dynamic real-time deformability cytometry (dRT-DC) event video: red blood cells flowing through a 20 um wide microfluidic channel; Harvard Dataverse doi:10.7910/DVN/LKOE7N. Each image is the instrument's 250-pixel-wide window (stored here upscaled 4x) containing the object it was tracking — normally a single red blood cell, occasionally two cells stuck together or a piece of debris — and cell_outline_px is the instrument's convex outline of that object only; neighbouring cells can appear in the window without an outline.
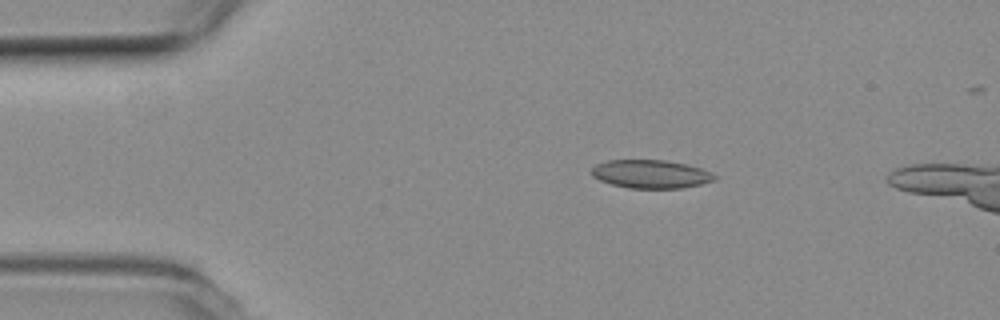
{"species": "common noctule bat (a hibernating species)", "species_latin": "Nyctalus noctula", "temperature_condition": "room temperature", "stored_images_in_passage": 7, "camera_frame_rate_fps": 3000, "um_per_image_px": 0.085, "animal": {"sex": "female", "body_mass_g": 19.3, "forearm_length_mm": 54.1}, "frame": {"image": 1, "passage_image": 2, "time_ms": 0.333, "image_size_px": [1000, 320], "cell_outline_px": [[716, 180], [700, 184], [680, 188], [628, 188], [612, 184], [600, 180], [592, 176], [592, 168], [596, 164], [608, 160], [668, 160], [700, 168], [712, 172], [716, 176]], "centroid_in_image_um": [55.32, 14.79], "position_along_channel_um": 29.7, "area_um2": 20.23}}
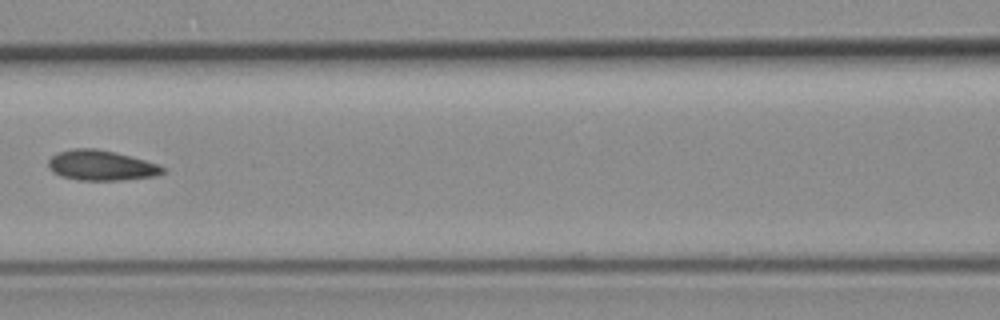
{"frame": {"image": 2, "passage_image": 6, "time_ms": 1.667, "image_size_px": [1000, 320], "cell_outline_px": [[164, 172], [156, 176], [124, 180], [80, 180], [60, 176], [52, 172], [48, 168], [48, 160], [52, 156], [60, 152], [72, 148], [96, 148], [144, 160], [156, 164], [164, 168]], "centroid_in_image_um": [8.55, 14.07], "position_along_channel_um": 158.0, "area_um2": 19.94}}
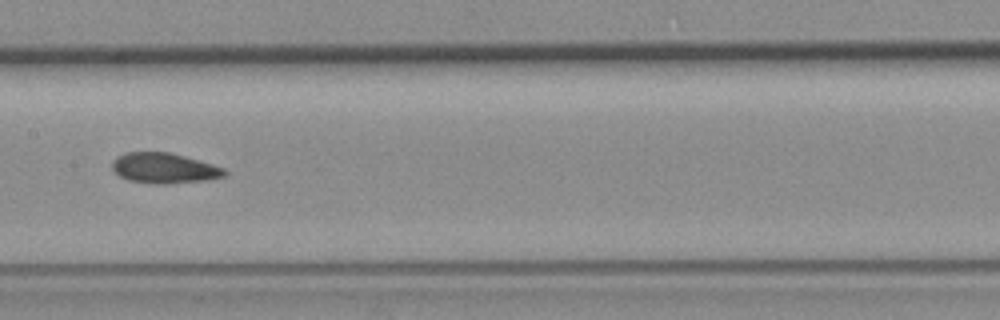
{"frame": {"image": 3, "passage_image": 7, "time_ms": 2.0, "image_size_px": [1000, 320], "cell_outline_px": [[228, 172], [224, 176], [208, 180], [164, 184], [156, 184], [128, 180], [120, 176], [112, 168], [112, 160], [124, 152], [168, 152], [184, 156], [212, 164], [224, 168]], "centroid_in_image_um": [13.95, 14.29], "position_along_channel_um": 193.5, "area_um2": 19.83}}